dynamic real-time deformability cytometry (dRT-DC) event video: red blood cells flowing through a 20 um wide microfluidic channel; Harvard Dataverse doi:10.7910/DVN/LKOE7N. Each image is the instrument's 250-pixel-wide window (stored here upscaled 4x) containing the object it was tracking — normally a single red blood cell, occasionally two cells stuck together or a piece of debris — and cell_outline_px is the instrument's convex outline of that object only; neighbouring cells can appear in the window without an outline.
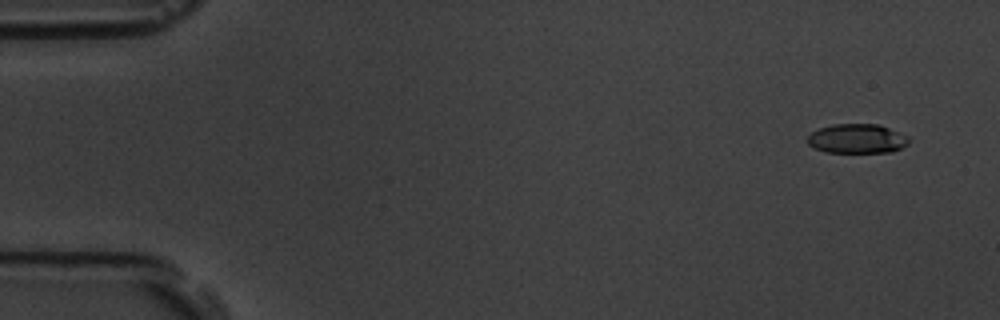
{"species": "common noctule bat (a hibernating species)", "species_latin": "Nyctalus noctula", "temperature_condition": "room temperature", "stored_images_in_passage": 4, "segment_of_instrument_passage": [2, 2], "camera_frame_rate_fps": 3000, "um_per_image_px": 0.085, "animal": {"sex": "male", "body_mass_g": 19.5, "forearm_length_mm": 54.6}, "frame": {"image": 1, "passage_image": 4, "time_ms": 4.333, "image_size_px": [1000, 320], "cell_outline_px": [[908, 144], [892, 152], [824, 152], [812, 148], [804, 140], [812, 132], [820, 128], [832, 124], [876, 124], [888, 128], [908, 136]], "centroid_in_image_um": [72.79, 11.79], "position_along_channel_um": 12.2, "area_um2": 17.4}}